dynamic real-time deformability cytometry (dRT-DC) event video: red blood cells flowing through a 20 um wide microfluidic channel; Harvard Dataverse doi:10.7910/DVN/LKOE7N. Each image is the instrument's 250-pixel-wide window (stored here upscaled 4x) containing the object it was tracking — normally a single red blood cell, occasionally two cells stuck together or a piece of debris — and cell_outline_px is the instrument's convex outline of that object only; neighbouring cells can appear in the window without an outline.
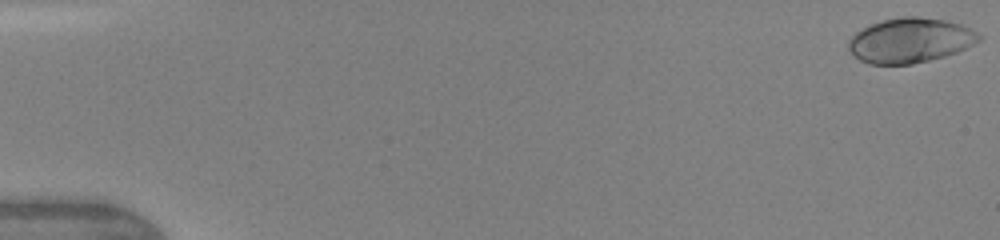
{"species": "human", "species_latin": "Homo sapiens", "temperature_condition": "warm", "stored_images_in_passage": 6, "camera_frame_rate_fps": 3000, "um_per_image_px": 0.085, "donor": {"sex": "female"}, "frame": {"image": 1, "passage_image": 1, "time_ms": 0.0, "image_size_px": [1000, 240], "cell_outline_px": [[980, 40], [956, 52], [944, 56], [912, 64], [868, 64], [860, 60], [848, 48], [848, 40], [856, 32], [872, 24], [884, 20], [904, 16], [916, 16], [944, 20], [960, 24], [976, 32], [980, 36]], "centroid_in_image_um": [77.34, 3.43], "position_along_channel_um": 7.7, "area_um2": 33.52}}
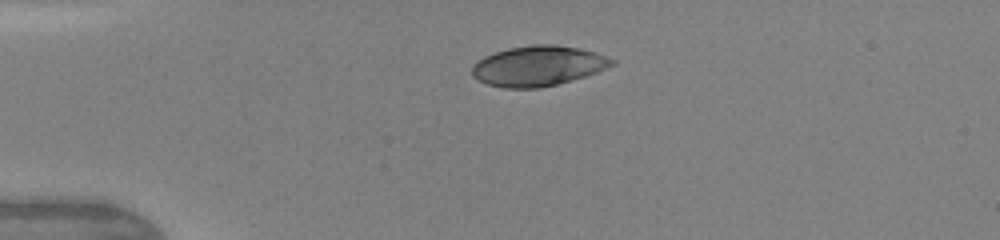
{"frame": {"image": 2, "passage_image": 5, "time_ms": 3.667, "image_size_px": [1000, 240], "cell_outline_px": [[616, 64], [596, 72], [584, 76], [556, 84], [540, 88], [504, 88], [488, 84], [472, 76], [472, 64], [476, 60], [484, 56], [508, 48], [532, 44], [556, 44], [576, 48], [592, 52], [616, 60]], "centroid_in_image_um": [45.7, 5.6], "position_along_channel_um": 39.3, "area_um2": 32.54}}